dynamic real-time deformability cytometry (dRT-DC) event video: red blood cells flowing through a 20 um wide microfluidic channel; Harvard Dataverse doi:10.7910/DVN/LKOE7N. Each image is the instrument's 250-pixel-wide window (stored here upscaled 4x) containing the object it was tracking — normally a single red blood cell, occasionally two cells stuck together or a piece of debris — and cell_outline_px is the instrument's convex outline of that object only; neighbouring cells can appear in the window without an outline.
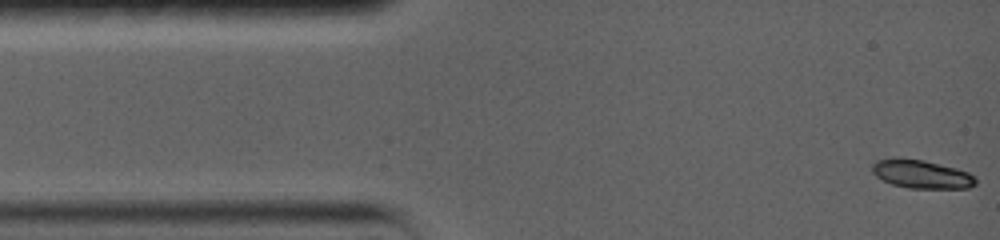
{"species": "common noctule bat (a hibernating species)", "species_latin": "Nyctalus noctula", "temperature_condition": "warm", "stored_images_in_passage": 84, "camera_frame_rate_fps": 5000, "um_per_image_px": 0.085, "animal": {"sex": "female", "body_mass_g": 19.0, "forearm_length_mm": 56.7}, "frame": {"image": 1, "passage_image": 1, "time_ms": 0.0, "image_size_px": [1000, 240], "cell_outline_px": [[976, 184], [968, 188], [908, 188], [892, 184], [876, 176], [872, 172], [872, 164], [876, 160], [892, 156], [924, 160], [956, 168], [968, 172], [976, 176]], "centroid_in_image_um": [78.3, 14.78], "position_along_channel_um": 6.7, "area_um2": 17.4}}
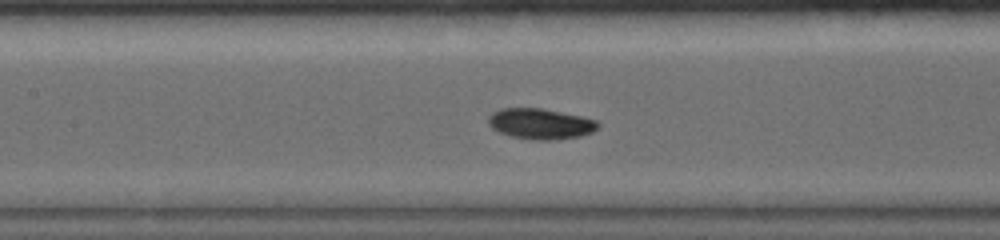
{"frame": {"image": 2, "passage_image": 33, "time_ms": 6.4, "image_size_px": [1000, 240], "cell_outline_px": [[600, 124], [592, 132], [580, 136], [556, 140], [532, 140], [512, 136], [500, 132], [492, 128], [488, 124], [488, 116], [492, 112], [500, 108], [540, 108], [580, 116], [596, 120]], "centroid_in_image_um": [45.91, 10.52], "position_along_channel_um": 161.5, "area_um2": 19.54}}
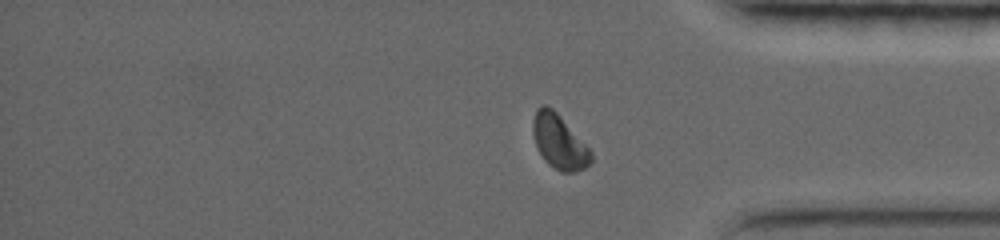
{"frame": {"image": 3, "passage_image": 69, "time_ms": 12.8, "image_size_px": [1000, 240], "cell_outline_px": [[592, 164], [576, 172], [560, 172], [548, 164], [544, 160], [536, 144], [532, 132], [532, 120], [536, 108], [544, 104], [552, 108], [560, 116], [592, 152]], "centroid_in_image_um": [47.52, 12.06], "position_along_channel_um": 387.7, "area_um2": 18.32}, "authors_computed_cell_mechanics": {"area_um2": 18.4671, "velocity_mm_per_s": 3.6535, "shape_relaxation_time_tau1_ms": 4.0582, "shape_relaxation_time_tau2_ms": 4.206, "deformation_change_tau1": 0.1667, "deformation_change_tau2": 0.0495}}